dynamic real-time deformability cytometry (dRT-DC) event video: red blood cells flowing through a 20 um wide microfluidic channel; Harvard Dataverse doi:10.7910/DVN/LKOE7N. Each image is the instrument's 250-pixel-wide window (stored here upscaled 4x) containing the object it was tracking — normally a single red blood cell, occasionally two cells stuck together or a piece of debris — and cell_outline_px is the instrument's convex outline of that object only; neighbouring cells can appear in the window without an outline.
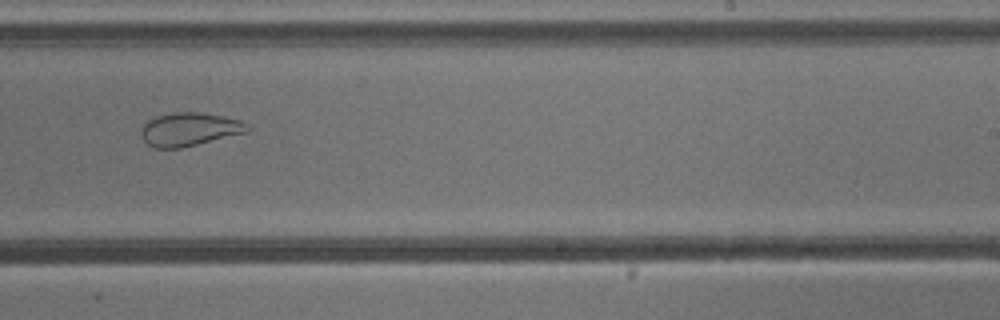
{"species": "common noctule bat (a hibernating species)", "species_latin": "Nyctalus noctula", "temperature_condition": "cold", "stored_images_in_passage": 33, "camera_frame_rate_fps": 3000, "um_per_image_px": 0.085, "animal": {"sex": "male", "body_mass_g": 13.3}, "frame": {"image": 1, "passage_image": 19, "time_ms": 6.0, "image_size_px": [1000, 320], "cell_outline_px": [[252, 128], [248, 132], [180, 148], [156, 148], [148, 144], [140, 136], [140, 128], [148, 120], [156, 116], [176, 112], [200, 112], [224, 116], [240, 120], [248, 124]], "centroid_in_image_um": [16.11, 10.98], "position_along_channel_um": 272.9, "area_um2": 20.75}, "authors_computed_cell_mechanics": {"area_um2": 22.8888, "velocity_mm_per_s": 3.8041, "shape_relaxation_time_tau1_ms": null, "shape_relaxation_time_tau2_ms": 1.2007, "deformation_change_tau1": null, "deformation_change_tau2": 0.0782}}